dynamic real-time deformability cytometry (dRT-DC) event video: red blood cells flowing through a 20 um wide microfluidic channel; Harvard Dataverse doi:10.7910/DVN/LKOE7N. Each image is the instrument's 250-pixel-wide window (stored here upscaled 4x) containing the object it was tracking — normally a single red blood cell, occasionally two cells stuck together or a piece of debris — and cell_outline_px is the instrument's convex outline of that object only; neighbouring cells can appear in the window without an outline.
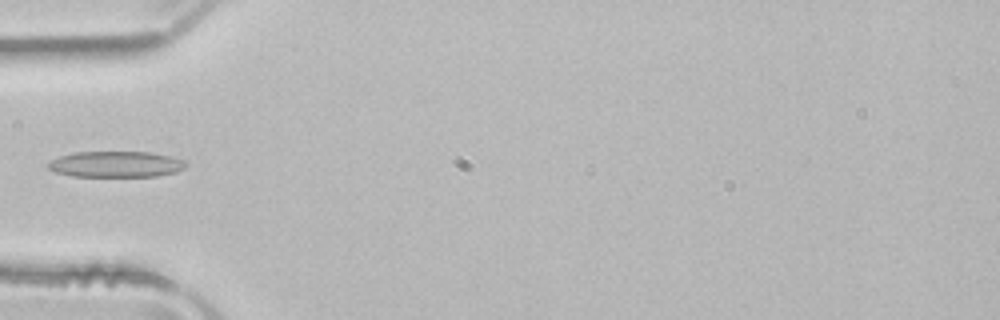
{"species": "common noctule bat (a hibernating species)", "species_latin": "Nyctalus noctula", "temperature_condition": "room temperature", "stored_images_in_passage": 33, "camera_frame_rate_fps": 3000, "um_per_image_px": 0.085, "animal": {"sex": "male", "body_mass_g": 21.5, "forearm_length_mm": 52.0}, "frame": {"image": 1, "passage_image": 1, "time_ms": 0.0, "image_size_px": [1000, 320], "cell_outline_px": [[188, 164], [184, 168], [176, 172], [156, 176], [72, 176], [56, 172], [48, 168], [48, 164], [52, 160], [60, 156], [72, 152], [152, 152], [172, 156], [184, 160]], "centroid_in_image_um": [9.89, 13.95], "position_along_channel_um": 75.1, "area_um2": 20.87}}
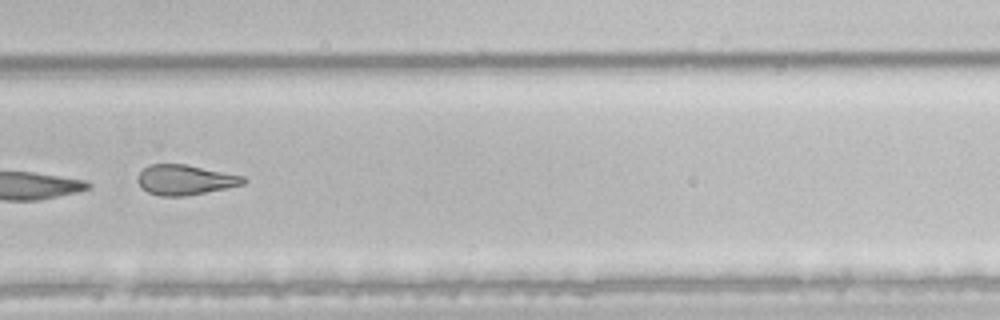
{"frame": {"image": 2, "passage_image": 19, "time_ms": 6.0, "image_size_px": [1000, 320], "cell_outline_px": [[248, 180], [244, 184], [184, 196], [160, 196], [148, 192], [140, 188], [136, 180], [140, 172], [148, 164], [184, 164], [244, 176]], "centroid_in_image_um": [15.69, 15.28], "position_along_channel_um": 314.1, "area_um2": 18.44}}